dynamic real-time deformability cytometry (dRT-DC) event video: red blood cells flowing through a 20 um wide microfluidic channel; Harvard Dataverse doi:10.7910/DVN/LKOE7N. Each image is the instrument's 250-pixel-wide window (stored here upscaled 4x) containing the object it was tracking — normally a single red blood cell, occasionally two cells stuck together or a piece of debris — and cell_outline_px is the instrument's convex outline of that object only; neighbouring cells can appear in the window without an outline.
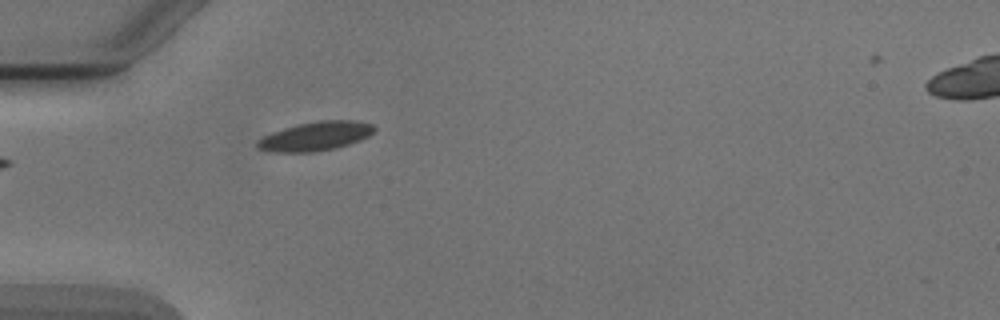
{"species": "Egyptian fruit bat (a non-hibernating species)", "species_latin": "Rousettus aegyptiacus", "temperature_condition": "cold", "stored_images_in_passage": 4, "camera_frame_rate_fps": 3000, "um_per_image_px": 0.085, "animal": {"sex": "male"}, "frame": {"image": 1, "passage_image": 4, "time_ms": 4.667, "image_size_px": [1000, 320], "cell_outline_px": [[376, 128], [368, 136], [360, 140], [336, 148], [312, 152], [272, 152], [256, 148], [256, 140], [272, 132], [296, 124], [320, 120], [356, 120], [372, 124]], "centroid_in_image_um": [26.79, 11.57], "position_along_channel_um": 58.2, "area_um2": 19.83}}